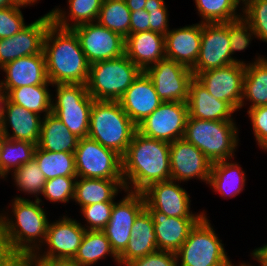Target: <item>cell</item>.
Masks as SVG:
<instances>
[{
    "label": "cell",
    "mask_w": 267,
    "mask_h": 266,
    "mask_svg": "<svg viewBox=\"0 0 267 266\" xmlns=\"http://www.w3.org/2000/svg\"><path fill=\"white\" fill-rule=\"evenodd\" d=\"M122 158L125 189L142 192L149 185L171 179L170 143L136 131Z\"/></svg>",
    "instance_id": "6da1fadb"
},
{
    "label": "cell",
    "mask_w": 267,
    "mask_h": 266,
    "mask_svg": "<svg viewBox=\"0 0 267 266\" xmlns=\"http://www.w3.org/2000/svg\"><path fill=\"white\" fill-rule=\"evenodd\" d=\"M12 202V215L0 213V234L13 256L30 258L42 251L49 220L40 198L32 201L17 196Z\"/></svg>",
    "instance_id": "7a4b0ae2"
},
{
    "label": "cell",
    "mask_w": 267,
    "mask_h": 266,
    "mask_svg": "<svg viewBox=\"0 0 267 266\" xmlns=\"http://www.w3.org/2000/svg\"><path fill=\"white\" fill-rule=\"evenodd\" d=\"M48 80L54 84H87L90 64L72 29H63L53 22L43 40Z\"/></svg>",
    "instance_id": "3957f363"
},
{
    "label": "cell",
    "mask_w": 267,
    "mask_h": 266,
    "mask_svg": "<svg viewBox=\"0 0 267 266\" xmlns=\"http://www.w3.org/2000/svg\"><path fill=\"white\" fill-rule=\"evenodd\" d=\"M136 131L137 125L125 113L119 101L94 100L87 137L122 157Z\"/></svg>",
    "instance_id": "277c9868"
},
{
    "label": "cell",
    "mask_w": 267,
    "mask_h": 266,
    "mask_svg": "<svg viewBox=\"0 0 267 266\" xmlns=\"http://www.w3.org/2000/svg\"><path fill=\"white\" fill-rule=\"evenodd\" d=\"M183 138L197 147L211 163L232 159L239 141L234 120H201L190 116Z\"/></svg>",
    "instance_id": "5b68a950"
},
{
    "label": "cell",
    "mask_w": 267,
    "mask_h": 266,
    "mask_svg": "<svg viewBox=\"0 0 267 266\" xmlns=\"http://www.w3.org/2000/svg\"><path fill=\"white\" fill-rule=\"evenodd\" d=\"M142 70L126 54L90 65L87 91L94 100L119 101Z\"/></svg>",
    "instance_id": "8992f818"
},
{
    "label": "cell",
    "mask_w": 267,
    "mask_h": 266,
    "mask_svg": "<svg viewBox=\"0 0 267 266\" xmlns=\"http://www.w3.org/2000/svg\"><path fill=\"white\" fill-rule=\"evenodd\" d=\"M176 256L180 261L178 266H229L231 263L206 214L191 229Z\"/></svg>",
    "instance_id": "52a82bcc"
},
{
    "label": "cell",
    "mask_w": 267,
    "mask_h": 266,
    "mask_svg": "<svg viewBox=\"0 0 267 266\" xmlns=\"http://www.w3.org/2000/svg\"><path fill=\"white\" fill-rule=\"evenodd\" d=\"M56 99H52V113L79 139L89 132L90 113L94 99L86 84H54ZM55 100V101H54Z\"/></svg>",
    "instance_id": "ba28073f"
},
{
    "label": "cell",
    "mask_w": 267,
    "mask_h": 266,
    "mask_svg": "<svg viewBox=\"0 0 267 266\" xmlns=\"http://www.w3.org/2000/svg\"><path fill=\"white\" fill-rule=\"evenodd\" d=\"M74 156L77 177L123 180L121 156L89 137L79 139Z\"/></svg>",
    "instance_id": "9c48e42d"
},
{
    "label": "cell",
    "mask_w": 267,
    "mask_h": 266,
    "mask_svg": "<svg viewBox=\"0 0 267 266\" xmlns=\"http://www.w3.org/2000/svg\"><path fill=\"white\" fill-rule=\"evenodd\" d=\"M189 116L187 102H163L137 125L144 136L171 143L182 139Z\"/></svg>",
    "instance_id": "30bf717a"
},
{
    "label": "cell",
    "mask_w": 267,
    "mask_h": 266,
    "mask_svg": "<svg viewBox=\"0 0 267 266\" xmlns=\"http://www.w3.org/2000/svg\"><path fill=\"white\" fill-rule=\"evenodd\" d=\"M144 72L151 79L158 97L163 102H187L189 84L194 78L191 68L164 58Z\"/></svg>",
    "instance_id": "8fae6325"
},
{
    "label": "cell",
    "mask_w": 267,
    "mask_h": 266,
    "mask_svg": "<svg viewBox=\"0 0 267 266\" xmlns=\"http://www.w3.org/2000/svg\"><path fill=\"white\" fill-rule=\"evenodd\" d=\"M88 63L118 58L125 54V38L98 22L84 23L72 28Z\"/></svg>",
    "instance_id": "7c38bea8"
},
{
    "label": "cell",
    "mask_w": 267,
    "mask_h": 266,
    "mask_svg": "<svg viewBox=\"0 0 267 266\" xmlns=\"http://www.w3.org/2000/svg\"><path fill=\"white\" fill-rule=\"evenodd\" d=\"M236 63L230 52L228 22L202 23L201 46L198 59L191 68L194 77L199 73Z\"/></svg>",
    "instance_id": "4fadbf2b"
},
{
    "label": "cell",
    "mask_w": 267,
    "mask_h": 266,
    "mask_svg": "<svg viewBox=\"0 0 267 266\" xmlns=\"http://www.w3.org/2000/svg\"><path fill=\"white\" fill-rule=\"evenodd\" d=\"M127 195L114 202L111 217L102 230L110 242L112 250L119 256L127 247L135 218L145 208L142 192L125 191Z\"/></svg>",
    "instance_id": "5bb4252c"
},
{
    "label": "cell",
    "mask_w": 267,
    "mask_h": 266,
    "mask_svg": "<svg viewBox=\"0 0 267 266\" xmlns=\"http://www.w3.org/2000/svg\"><path fill=\"white\" fill-rule=\"evenodd\" d=\"M176 182L172 179L156 182L143 190L145 208H153L168 217L202 218L204 211L199 214L190 211L189 194Z\"/></svg>",
    "instance_id": "9a60e30c"
},
{
    "label": "cell",
    "mask_w": 267,
    "mask_h": 266,
    "mask_svg": "<svg viewBox=\"0 0 267 266\" xmlns=\"http://www.w3.org/2000/svg\"><path fill=\"white\" fill-rule=\"evenodd\" d=\"M245 65L234 63L199 73L195 78L214 98L227 102L235 111L241 109Z\"/></svg>",
    "instance_id": "2e32d148"
},
{
    "label": "cell",
    "mask_w": 267,
    "mask_h": 266,
    "mask_svg": "<svg viewBox=\"0 0 267 266\" xmlns=\"http://www.w3.org/2000/svg\"><path fill=\"white\" fill-rule=\"evenodd\" d=\"M86 229L76 219L63 216L48 223L45 242L47 251H36L30 258H71L77 254ZM42 254H40V253Z\"/></svg>",
    "instance_id": "e0dca14e"
},
{
    "label": "cell",
    "mask_w": 267,
    "mask_h": 266,
    "mask_svg": "<svg viewBox=\"0 0 267 266\" xmlns=\"http://www.w3.org/2000/svg\"><path fill=\"white\" fill-rule=\"evenodd\" d=\"M51 23L52 17L48 12L12 37L0 39V69L20 57L40 54L46 30Z\"/></svg>",
    "instance_id": "ac0fdd59"
},
{
    "label": "cell",
    "mask_w": 267,
    "mask_h": 266,
    "mask_svg": "<svg viewBox=\"0 0 267 266\" xmlns=\"http://www.w3.org/2000/svg\"><path fill=\"white\" fill-rule=\"evenodd\" d=\"M210 160L184 138L170 143L171 179L180 183L198 178L206 184L211 173Z\"/></svg>",
    "instance_id": "d6986e66"
},
{
    "label": "cell",
    "mask_w": 267,
    "mask_h": 266,
    "mask_svg": "<svg viewBox=\"0 0 267 266\" xmlns=\"http://www.w3.org/2000/svg\"><path fill=\"white\" fill-rule=\"evenodd\" d=\"M6 74L0 81V89L8 93L17 87L52 84L46 73V59L44 52L31 56H23L11 61L1 68Z\"/></svg>",
    "instance_id": "ffe728a7"
},
{
    "label": "cell",
    "mask_w": 267,
    "mask_h": 266,
    "mask_svg": "<svg viewBox=\"0 0 267 266\" xmlns=\"http://www.w3.org/2000/svg\"><path fill=\"white\" fill-rule=\"evenodd\" d=\"M119 103L129 118L138 125L153 113L163 101L158 97L149 76L142 71L125 91Z\"/></svg>",
    "instance_id": "44dd1931"
},
{
    "label": "cell",
    "mask_w": 267,
    "mask_h": 266,
    "mask_svg": "<svg viewBox=\"0 0 267 266\" xmlns=\"http://www.w3.org/2000/svg\"><path fill=\"white\" fill-rule=\"evenodd\" d=\"M202 23L169 30L165 36L166 58L192 68L199 56Z\"/></svg>",
    "instance_id": "7402d4cb"
},
{
    "label": "cell",
    "mask_w": 267,
    "mask_h": 266,
    "mask_svg": "<svg viewBox=\"0 0 267 266\" xmlns=\"http://www.w3.org/2000/svg\"><path fill=\"white\" fill-rule=\"evenodd\" d=\"M152 216L158 251L176 253L187 240L191 229L201 218L168 217L164 213L146 208Z\"/></svg>",
    "instance_id": "603a6c76"
},
{
    "label": "cell",
    "mask_w": 267,
    "mask_h": 266,
    "mask_svg": "<svg viewBox=\"0 0 267 266\" xmlns=\"http://www.w3.org/2000/svg\"><path fill=\"white\" fill-rule=\"evenodd\" d=\"M41 116L7 99L2 115V129L8 139L29 141L37 145L40 139Z\"/></svg>",
    "instance_id": "cb8c5ba5"
},
{
    "label": "cell",
    "mask_w": 267,
    "mask_h": 266,
    "mask_svg": "<svg viewBox=\"0 0 267 266\" xmlns=\"http://www.w3.org/2000/svg\"><path fill=\"white\" fill-rule=\"evenodd\" d=\"M125 54L142 71L166 58L165 36L154 31L130 33L125 38Z\"/></svg>",
    "instance_id": "d4e9b609"
},
{
    "label": "cell",
    "mask_w": 267,
    "mask_h": 266,
    "mask_svg": "<svg viewBox=\"0 0 267 266\" xmlns=\"http://www.w3.org/2000/svg\"><path fill=\"white\" fill-rule=\"evenodd\" d=\"M189 116L201 120H234L235 110L225 101L218 100L194 77L189 84L187 99Z\"/></svg>",
    "instance_id": "484cf974"
},
{
    "label": "cell",
    "mask_w": 267,
    "mask_h": 266,
    "mask_svg": "<svg viewBox=\"0 0 267 266\" xmlns=\"http://www.w3.org/2000/svg\"><path fill=\"white\" fill-rule=\"evenodd\" d=\"M156 244L154 222L149 211L144 208L134 220L127 247L118 256L119 265L158 251Z\"/></svg>",
    "instance_id": "4316f807"
},
{
    "label": "cell",
    "mask_w": 267,
    "mask_h": 266,
    "mask_svg": "<svg viewBox=\"0 0 267 266\" xmlns=\"http://www.w3.org/2000/svg\"><path fill=\"white\" fill-rule=\"evenodd\" d=\"M119 189L126 191L124 180L77 177L73 201L80 207L100 202H115Z\"/></svg>",
    "instance_id": "83f0119b"
},
{
    "label": "cell",
    "mask_w": 267,
    "mask_h": 266,
    "mask_svg": "<svg viewBox=\"0 0 267 266\" xmlns=\"http://www.w3.org/2000/svg\"><path fill=\"white\" fill-rule=\"evenodd\" d=\"M78 141L79 138L52 112L42 118L38 148L52 152L74 153Z\"/></svg>",
    "instance_id": "f1b7e54d"
},
{
    "label": "cell",
    "mask_w": 267,
    "mask_h": 266,
    "mask_svg": "<svg viewBox=\"0 0 267 266\" xmlns=\"http://www.w3.org/2000/svg\"><path fill=\"white\" fill-rule=\"evenodd\" d=\"M228 160L212 163L208 184L222 197H235L245 188V171L238 165Z\"/></svg>",
    "instance_id": "f546056e"
},
{
    "label": "cell",
    "mask_w": 267,
    "mask_h": 266,
    "mask_svg": "<svg viewBox=\"0 0 267 266\" xmlns=\"http://www.w3.org/2000/svg\"><path fill=\"white\" fill-rule=\"evenodd\" d=\"M244 100L251 102L249 109L267 106V59L261 55L245 64L241 108Z\"/></svg>",
    "instance_id": "4dcf8cb0"
},
{
    "label": "cell",
    "mask_w": 267,
    "mask_h": 266,
    "mask_svg": "<svg viewBox=\"0 0 267 266\" xmlns=\"http://www.w3.org/2000/svg\"><path fill=\"white\" fill-rule=\"evenodd\" d=\"M69 12L61 8L50 12L52 22L63 29H72L75 26L97 22L103 0H67ZM68 14V15H67ZM67 15V16H66ZM70 19V20H69ZM71 21V22H70ZM70 22V23H69Z\"/></svg>",
    "instance_id": "1f68e13d"
},
{
    "label": "cell",
    "mask_w": 267,
    "mask_h": 266,
    "mask_svg": "<svg viewBox=\"0 0 267 266\" xmlns=\"http://www.w3.org/2000/svg\"><path fill=\"white\" fill-rule=\"evenodd\" d=\"M49 85L53 84L17 87L7 93V99L39 115L43 113L42 117H45L52 112L53 95L50 94Z\"/></svg>",
    "instance_id": "d6a6232c"
},
{
    "label": "cell",
    "mask_w": 267,
    "mask_h": 266,
    "mask_svg": "<svg viewBox=\"0 0 267 266\" xmlns=\"http://www.w3.org/2000/svg\"><path fill=\"white\" fill-rule=\"evenodd\" d=\"M108 255L113 257L119 265L118 256L112 250L105 233L103 231L86 230L73 259L79 266H92L98 260L106 259Z\"/></svg>",
    "instance_id": "836d02e7"
},
{
    "label": "cell",
    "mask_w": 267,
    "mask_h": 266,
    "mask_svg": "<svg viewBox=\"0 0 267 266\" xmlns=\"http://www.w3.org/2000/svg\"><path fill=\"white\" fill-rule=\"evenodd\" d=\"M34 159L46 180L59 176L77 177L74 153L52 152L36 147Z\"/></svg>",
    "instance_id": "e575fe53"
},
{
    "label": "cell",
    "mask_w": 267,
    "mask_h": 266,
    "mask_svg": "<svg viewBox=\"0 0 267 266\" xmlns=\"http://www.w3.org/2000/svg\"><path fill=\"white\" fill-rule=\"evenodd\" d=\"M36 144L29 141L6 138L0 153V178L4 179L12 171L34 158Z\"/></svg>",
    "instance_id": "d590c367"
},
{
    "label": "cell",
    "mask_w": 267,
    "mask_h": 266,
    "mask_svg": "<svg viewBox=\"0 0 267 266\" xmlns=\"http://www.w3.org/2000/svg\"><path fill=\"white\" fill-rule=\"evenodd\" d=\"M131 11L125 0H103L97 22L124 38L130 34Z\"/></svg>",
    "instance_id": "8d00e7d4"
},
{
    "label": "cell",
    "mask_w": 267,
    "mask_h": 266,
    "mask_svg": "<svg viewBox=\"0 0 267 266\" xmlns=\"http://www.w3.org/2000/svg\"><path fill=\"white\" fill-rule=\"evenodd\" d=\"M201 23H226L238 19L237 8L242 0H194ZM203 19V20H202Z\"/></svg>",
    "instance_id": "74e56055"
},
{
    "label": "cell",
    "mask_w": 267,
    "mask_h": 266,
    "mask_svg": "<svg viewBox=\"0 0 267 266\" xmlns=\"http://www.w3.org/2000/svg\"><path fill=\"white\" fill-rule=\"evenodd\" d=\"M12 174L19 191L35 195L34 197L39 199L38 195L43 191L46 178L34 158L13 171Z\"/></svg>",
    "instance_id": "f35d334b"
},
{
    "label": "cell",
    "mask_w": 267,
    "mask_h": 266,
    "mask_svg": "<svg viewBox=\"0 0 267 266\" xmlns=\"http://www.w3.org/2000/svg\"><path fill=\"white\" fill-rule=\"evenodd\" d=\"M242 17L251 25L256 38L267 42V0H244Z\"/></svg>",
    "instance_id": "ab89813d"
},
{
    "label": "cell",
    "mask_w": 267,
    "mask_h": 266,
    "mask_svg": "<svg viewBox=\"0 0 267 266\" xmlns=\"http://www.w3.org/2000/svg\"><path fill=\"white\" fill-rule=\"evenodd\" d=\"M252 37L256 38L251 25L241 16L238 19L228 21V38L230 40V52L232 58L236 63L245 65L244 61H241L233 57L236 51H245L251 43Z\"/></svg>",
    "instance_id": "60d3db41"
},
{
    "label": "cell",
    "mask_w": 267,
    "mask_h": 266,
    "mask_svg": "<svg viewBox=\"0 0 267 266\" xmlns=\"http://www.w3.org/2000/svg\"><path fill=\"white\" fill-rule=\"evenodd\" d=\"M76 179L77 177L59 176L46 180L41 195L51 202L67 203L69 199H74Z\"/></svg>",
    "instance_id": "b9f144b4"
},
{
    "label": "cell",
    "mask_w": 267,
    "mask_h": 266,
    "mask_svg": "<svg viewBox=\"0 0 267 266\" xmlns=\"http://www.w3.org/2000/svg\"><path fill=\"white\" fill-rule=\"evenodd\" d=\"M114 202H100L81 207V213L86 218L85 224L82 225L86 230L102 231L111 217V211Z\"/></svg>",
    "instance_id": "7bdbcfd3"
},
{
    "label": "cell",
    "mask_w": 267,
    "mask_h": 266,
    "mask_svg": "<svg viewBox=\"0 0 267 266\" xmlns=\"http://www.w3.org/2000/svg\"><path fill=\"white\" fill-rule=\"evenodd\" d=\"M20 8L14 5L0 9V39L12 37L26 26Z\"/></svg>",
    "instance_id": "ee69618b"
},
{
    "label": "cell",
    "mask_w": 267,
    "mask_h": 266,
    "mask_svg": "<svg viewBox=\"0 0 267 266\" xmlns=\"http://www.w3.org/2000/svg\"><path fill=\"white\" fill-rule=\"evenodd\" d=\"M144 9L150 15V31L165 35L169 30L168 9L164 0H146Z\"/></svg>",
    "instance_id": "f6af8a7d"
},
{
    "label": "cell",
    "mask_w": 267,
    "mask_h": 266,
    "mask_svg": "<svg viewBox=\"0 0 267 266\" xmlns=\"http://www.w3.org/2000/svg\"><path fill=\"white\" fill-rule=\"evenodd\" d=\"M253 134L257 145L267 151V106H260L248 109Z\"/></svg>",
    "instance_id": "bcb514c9"
},
{
    "label": "cell",
    "mask_w": 267,
    "mask_h": 266,
    "mask_svg": "<svg viewBox=\"0 0 267 266\" xmlns=\"http://www.w3.org/2000/svg\"><path fill=\"white\" fill-rule=\"evenodd\" d=\"M177 256L174 252L156 251L152 254L137 258L125 266H178Z\"/></svg>",
    "instance_id": "7dc6e473"
},
{
    "label": "cell",
    "mask_w": 267,
    "mask_h": 266,
    "mask_svg": "<svg viewBox=\"0 0 267 266\" xmlns=\"http://www.w3.org/2000/svg\"><path fill=\"white\" fill-rule=\"evenodd\" d=\"M150 31V15L145 10L131 11L130 33Z\"/></svg>",
    "instance_id": "c3c4849f"
},
{
    "label": "cell",
    "mask_w": 267,
    "mask_h": 266,
    "mask_svg": "<svg viewBox=\"0 0 267 266\" xmlns=\"http://www.w3.org/2000/svg\"><path fill=\"white\" fill-rule=\"evenodd\" d=\"M37 266H79L71 258H30Z\"/></svg>",
    "instance_id": "681fc988"
},
{
    "label": "cell",
    "mask_w": 267,
    "mask_h": 266,
    "mask_svg": "<svg viewBox=\"0 0 267 266\" xmlns=\"http://www.w3.org/2000/svg\"><path fill=\"white\" fill-rule=\"evenodd\" d=\"M19 257L13 256L0 234V266H16Z\"/></svg>",
    "instance_id": "f907efd6"
},
{
    "label": "cell",
    "mask_w": 267,
    "mask_h": 266,
    "mask_svg": "<svg viewBox=\"0 0 267 266\" xmlns=\"http://www.w3.org/2000/svg\"><path fill=\"white\" fill-rule=\"evenodd\" d=\"M251 255L260 263L259 266H267V244L254 249Z\"/></svg>",
    "instance_id": "816d5d0a"
},
{
    "label": "cell",
    "mask_w": 267,
    "mask_h": 266,
    "mask_svg": "<svg viewBox=\"0 0 267 266\" xmlns=\"http://www.w3.org/2000/svg\"><path fill=\"white\" fill-rule=\"evenodd\" d=\"M125 2L130 11L142 10L146 5V0H125Z\"/></svg>",
    "instance_id": "f5cc1de1"
},
{
    "label": "cell",
    "mask_w": 267,
    "mask_h": 266,
    "mask_svg": "<svg viewBox=\"0 0 267 266\" xmlns=\"http://www.w3.org/2000/svg\"><path fill=\"white\" fill-rule=\"evenodd\" d=\"M6 100H7V94L2 92V90L0 89V126H2V115Z\"/></svg>",
    "instance_id": "db71d44e"
},
{
    "label": "cell",
    "mask_w": 267,
    "mask_h": 266,
    "mask_svg": "<svg viewBox=\"0 0 267 266\" xmlns=\"http://www.w3.org/2000/svg\"><path fill=\"white\" fill-rule=\"evenodd\" d=\"M16 266H37L30 258H19Z\"/></svg>",
    "instance_id": "11a10c76"
},
{
    "label": "cell",
    "mask_w": 267,
    "mask_h": 266,
    "mask_svg": "<svg viewBox=\"0 0 267 266\" xmlns=\"http://www.w3.org/2000/svg\"><path fill=\"white\" fill-rule=\"evenodd\" d=\"M16 5L26 7L27 5H33L35 2L37 3L38 0H12Z\"/></svg>",
    "instance_id": "9f6ffc18"
},
{
    "label": "cell",
    "mask_w": 267,
    "mask_h": 266,
    "mask_svg": "<svg viewBox=\"0 0 267 266\" xmlns=\"http://www.w3.org/2000/svg\"><path fill=\"white\" fill-rule=\"evenodd\" d=\"M16 5L12 0H0V9Z\"/></svg>",
    "instance_id": "6f0895ef"
},
{
    "label": "cell",
    "mask_w": 267,
    "mask_h": 266,
    "mask_svg": "<svg viewBox=\"0 0 267 266\" xmlns=\"http://www.w3.org/2000/svg\"><path fill=\"white\" fill-rule=\"evenodd\" d=\"M6 138L7 137H6V135H5V133H4L3 129H2V126H0V153L2 151V145H3V143H4Z\"/></svg>",
    "instance_id": "680465c9"
},
{
    "label": "cell",
    "mask_w": 267,
    "mask_h": 266,
    "mask_svg": "<svg viewBox=\"0 0 267 266\" xmlns=\"http://www.w3.org/2000/svg\"><path fill=\"white\" fill-rule=\"evenodd\" d=\"M229 266H235V265L232 264V262H231ZM238 266H252V265H250V264H246V263H241V264H239Z\"/></svg>",
    "instance_id": "91938a15"
}]
</instances>
